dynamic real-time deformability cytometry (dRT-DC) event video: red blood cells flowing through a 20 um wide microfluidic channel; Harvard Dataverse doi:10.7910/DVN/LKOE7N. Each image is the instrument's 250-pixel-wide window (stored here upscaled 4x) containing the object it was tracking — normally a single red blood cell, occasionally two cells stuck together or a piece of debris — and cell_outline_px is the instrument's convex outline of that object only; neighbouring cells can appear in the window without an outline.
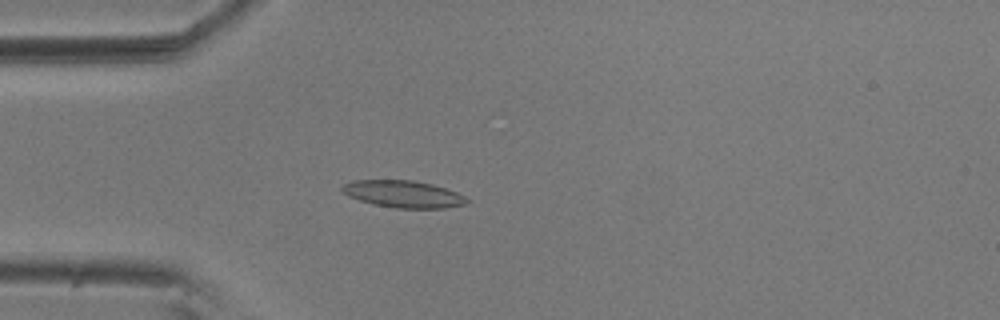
{"species": "common noctule bat (a hibernating species)", "species_latin": "Nyctalus noctula", "temperature_condition": "room temperature", "stored_images_in_passage": 53, "camera_frame_rate_fps": 3000, "um_per_image_px": 0.085, "animal": {"sex": "male", "body_mass_g": 20.5, "forearm_length_mm": 52.5}, "frame": {"image": 1, "passage_image": 13, "time_ms": 4.0, "image_size_px": [1000, 320], "cell_outline_px": [[472, 200], [464, 204], [444, 208], [396, 208], [376, 204], [360, 200], [348, 196], [340, 192], [340, 188], [344, 184], [352, 180], [412, 180], [432, 184], [456, 192]], "centroid_in_image_um": [34.26, 16.49], "position_along_channel_um": 50.7, "area_um2": 19.59}}
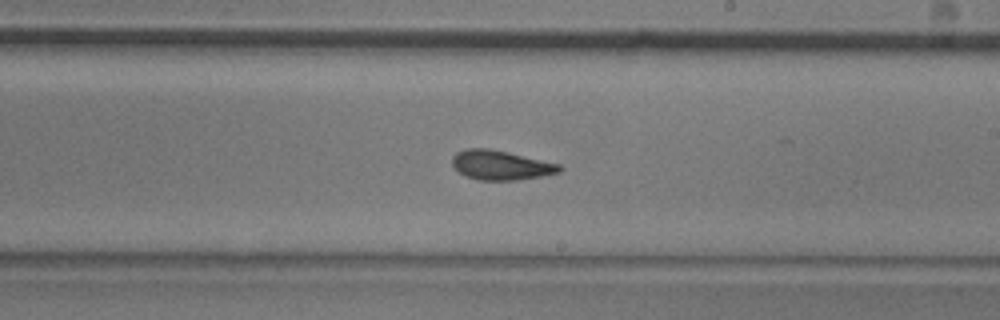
{"frame": {"image": 2, "passage_image": 30, "time_ms": 9.667, "image_size_px": [1000, 320], "cell_outline_px": [[564, 168], [560, 172], [540, 176], [516, 180], [480, 180], [468, 176], [460, 172], [452, 164], [452, 156], [456, 152], [464, 148], [488, 148], [508, 152], [560, 164]], "centroid_in_image_um": [42.57, 14.02], "position_along_channel_um": 246.4, "area_um2": 18.32}}
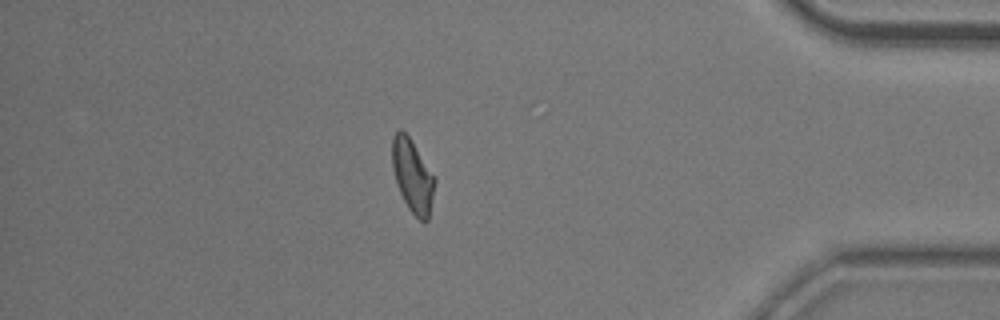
{"frame": {"image": 3, "passage_image": 46, "time_ms": 15.0, "image_size_px": [1000, 320], "cell_outline_px": [[436, 180], [428, 220], [424, 224], [408, 208], [396, 184], [392, 168], [392, 136], [400, 128], [408, 136], [436, 176]], "centroid_in_image_um": [35.07, 14.95], "position_along_channel_um": 400.1, "area_um2": 18.21}, "authors_computed_cell_mechanics": {"area_um2": 18.2648, "velocity_mm_per_s": 3.6065, "shape_relaxation_time_tau1_ms": 10.1278, "shape_relaxation_time_tau2_ms": 3.0232, "deformation_change_tau1": 0.2227, "deformation_change_tau2": 0.101}}